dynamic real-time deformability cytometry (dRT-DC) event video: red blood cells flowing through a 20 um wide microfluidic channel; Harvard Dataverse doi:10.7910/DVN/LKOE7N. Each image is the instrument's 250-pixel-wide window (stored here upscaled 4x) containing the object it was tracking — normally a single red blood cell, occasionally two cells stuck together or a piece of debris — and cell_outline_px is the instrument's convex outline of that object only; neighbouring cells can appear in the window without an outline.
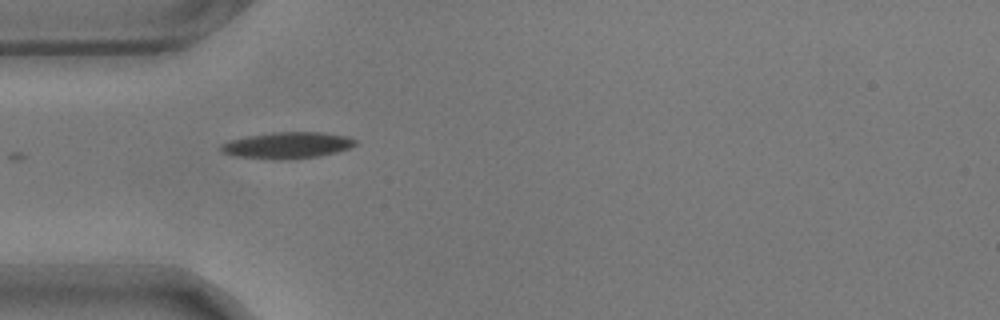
{"species": "common noctule bat (a hibernating species)", "species_latin": "Nyctalus noctula", "temperature_condition": "warm", "stored_images_in_passage": 8, "camera_frame_rate_fps": 3000, "um_per_image_px": 0.085, "animal": {"sex": "male", "body_mass_g": 17.9}, "frame": {"image": 1, "passage_image": 1, "time_ms": 0.0, "image_size_px": [1000, 320], "cell_outline_px": [[356, 144], [348, 148], [336, 152], [320, 156], [280, 160], [272, 160], [236, 156], [224, 152], [220, 148], [220, 144], [228, 140], [248, 136], [272, 132], [320, 132], [348, 136], [356, 140]], "centroid_in_image_um": [24.41, 12.35], "position_along_channel_um": 60.6, "area_um2": 20.69}}
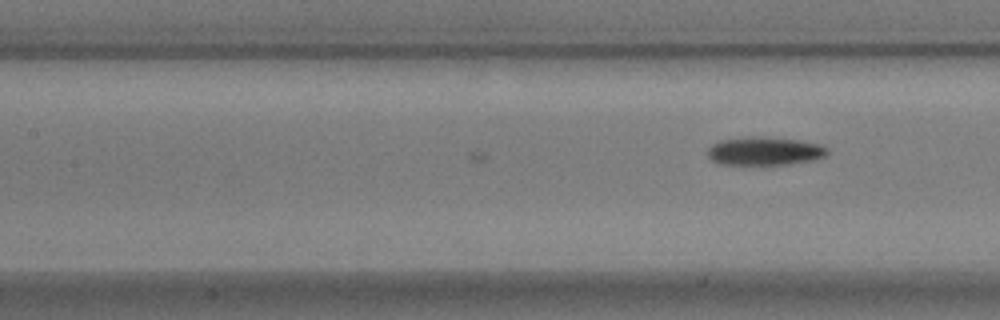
{"frame": {"image": 2, "passage_image": 8, "time_ms": 2.333, "image_size_px": [1000, 320], "cell_outline_px": [[828, 152], [824, 156], [812, 160], [788, 164], [720, 164], [712, 160], [708, 156], [708, 148], [712, 144], [720, 140], [748, 136], [752, 136], [800, 140], [820, 144], [828, 148]], "centroid_in_image_um": [64.98, 12.83], "position_along_channel_um": 142.4, "area_um2": 19.65}}